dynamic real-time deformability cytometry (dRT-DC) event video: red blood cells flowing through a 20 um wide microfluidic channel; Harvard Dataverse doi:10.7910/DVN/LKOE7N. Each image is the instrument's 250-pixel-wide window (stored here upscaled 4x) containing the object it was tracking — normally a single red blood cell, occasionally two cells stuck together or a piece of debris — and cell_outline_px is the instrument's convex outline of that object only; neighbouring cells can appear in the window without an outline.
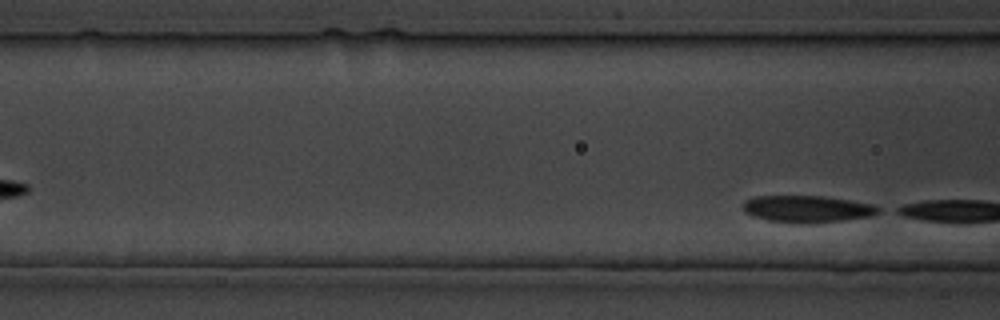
{"species": "common noctule bat (a hibernating species)", "species_latin": "Nyctalus noctula", "temperature_condition": "cold", "stored_images_in_passage": 9, "camera_frame_rate_fps": 3000, "um_per_image_px": 0.085, "animal": {"sex": "male", "body_mass_g": 19.5, "forearm_length_mm": 54.6}, "frame": {"image": 1, "passage_image": 9, "time_ms": 10.667, "image_size_px": [1000, 320], "cell_outline_px": [[884, 208], [880, 212], [868, 216], [844, 220], [768, 220], [752, 216], [744, 212], [744, 200], [752, 196], [824, 196], [876, 204]], "centroid_in_image_um": [68.65, 17.69], "position_along_channel_um": 97.9, "area_um2": 20.35}}